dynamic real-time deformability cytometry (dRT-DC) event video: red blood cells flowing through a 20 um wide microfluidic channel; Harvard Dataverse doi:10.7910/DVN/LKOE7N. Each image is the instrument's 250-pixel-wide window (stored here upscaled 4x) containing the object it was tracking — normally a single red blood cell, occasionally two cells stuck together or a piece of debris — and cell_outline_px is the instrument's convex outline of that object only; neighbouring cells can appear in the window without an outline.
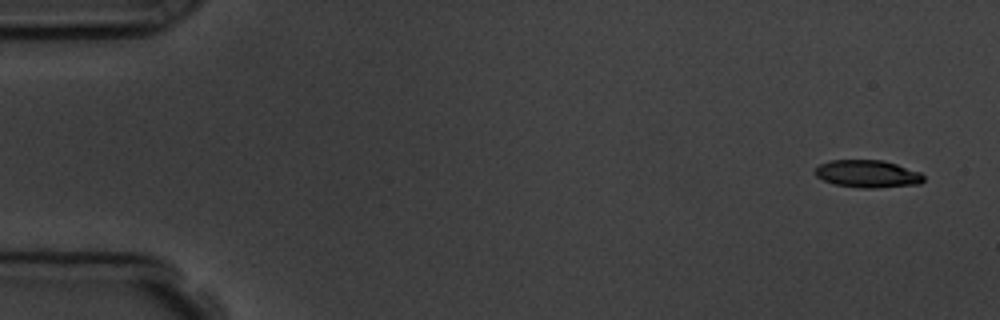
{"species": "common noctule bat (a hibernating species)", "species_latin": "Nyctalus noctula", "temperature_condition": "room temperature", "stored_images_in_passage": 4, "camera_frame_rate_fps": 3000, "um_per_image_px": 0.085, "animal": {"sex": "male", "body_mass_g": 19.5, "forearm_length_mm": 54.6}, "frame": {"image": 1, "passage_image": 1, "time_ms": 0.0, "image_size_px": [1000, 320], "cell_outline_px": [[924, 180], [920, 184], [876, 188], [860, 188], [836, 184], [824, 180], [816, 176], [816, 168], [820, 164], [828, 160], [884, 160], [920, 172], [924, 176]], "centroid_in_image_um": [73.76, 14.77], "position_along_channel_um": 11.2, "area_um2": 17.34}}